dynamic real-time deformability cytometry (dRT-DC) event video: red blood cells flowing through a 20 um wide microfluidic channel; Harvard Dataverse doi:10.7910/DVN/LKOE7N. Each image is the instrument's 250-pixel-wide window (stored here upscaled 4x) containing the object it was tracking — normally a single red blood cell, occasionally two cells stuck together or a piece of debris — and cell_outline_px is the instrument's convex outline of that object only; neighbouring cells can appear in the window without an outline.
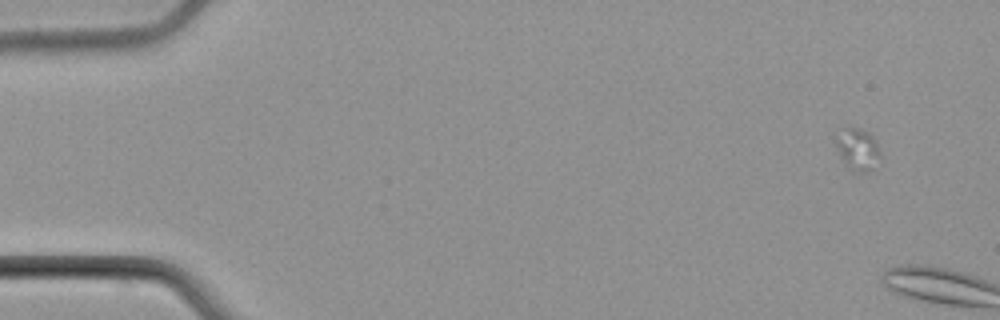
{"species": "common noctule bat (a hibernating species)", "species_latin": "Nyctalus noctula", "temperature_condition": "cold", "stored_images_in_passage": 5, "camera_frame_rate_fps": 3000, "um_per_image_px": 0.085, "animal": {"sex": "male", "body_mass_g": 21.5, "forearm_length_mm": 52.0}, "frame": {"image": 1, "passage_image": 5, "time_ms": 5.0, "image_size_px": [1000, 320], "cell_outline_px": [[880, 156], [868, 172], [852, 172], [840, 156], [836, 144], [836, 140], [848, 128], [856, 128], [868, 132], [876, 140], [880, 152]], "centroid_in_image_um": [72.94, 12.73], "position_along_channel_um": 12.1, "area_um2": 10.29}}